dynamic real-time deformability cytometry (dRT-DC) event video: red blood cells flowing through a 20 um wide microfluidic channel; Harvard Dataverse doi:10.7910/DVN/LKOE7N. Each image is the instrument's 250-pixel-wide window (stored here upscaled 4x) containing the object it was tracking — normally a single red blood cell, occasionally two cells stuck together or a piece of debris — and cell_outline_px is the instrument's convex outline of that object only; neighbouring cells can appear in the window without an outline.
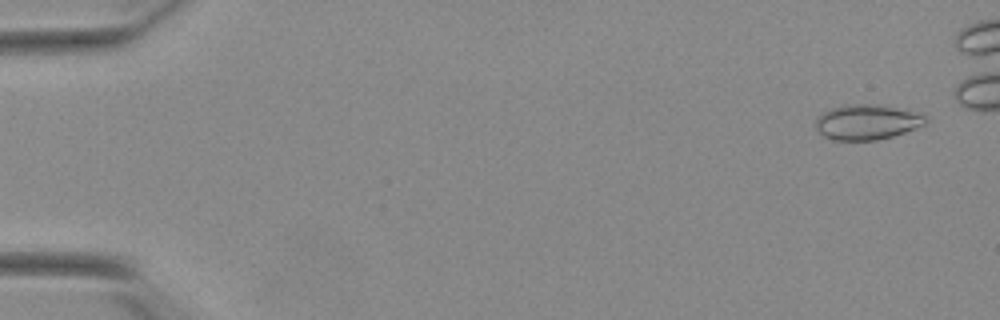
{"species": "Egyptian fruit bat (a non-hibernating species)", "species_latin": "Rousettus aegyptiacus", "temperature_condition": "warm", "stored_images_in_passage": 29, "camera_frame_rate_fps": 3000, "um_per_image_px": 0.085, "animal": {"sex": "female"}, "frame": {"image": 1, "passage_image": 2, "time_ms": 0.333, "image_size_px": [1000, 320], "cell_outline_px": [[928, 116], [924, 124], [904, 132], [892, 136], [876, 140], [832, 140], [824, 136], [816, 128], [816, 116], [832, 108], [844, 104], [888, 104], [924, 112]], "centroid_in_image_um": [73.75, 10.33], "position_along_channel_um": 11.2, "area_um2": 23.06}}
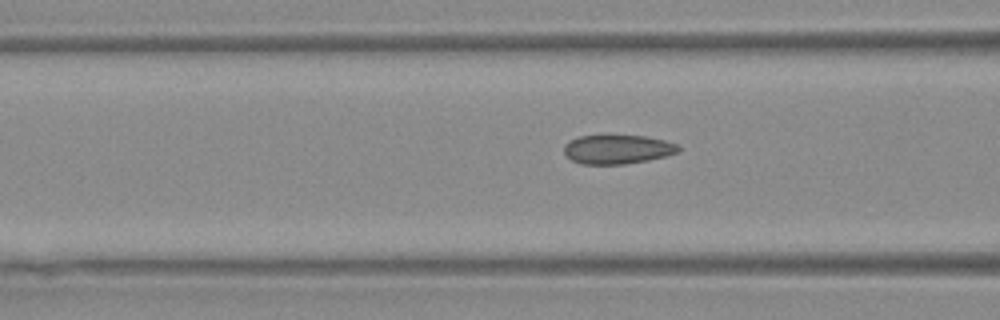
{"frame": {"image": 2, "passage_image": 21, "time_ms": 6.667, "image_size_px": [1000, 320], "cell_outline_px": [[680, 152], [648, 160], [624, 164], [580, 164], [572, 160], [564, 152], [564, 144], [580, 136], [644, 136], [664, 140], [680, 144]], "centroid_in_image_um": [52.52, 12.7], "position_along_channel_um": 114.1, "area_um2": 19.25}}
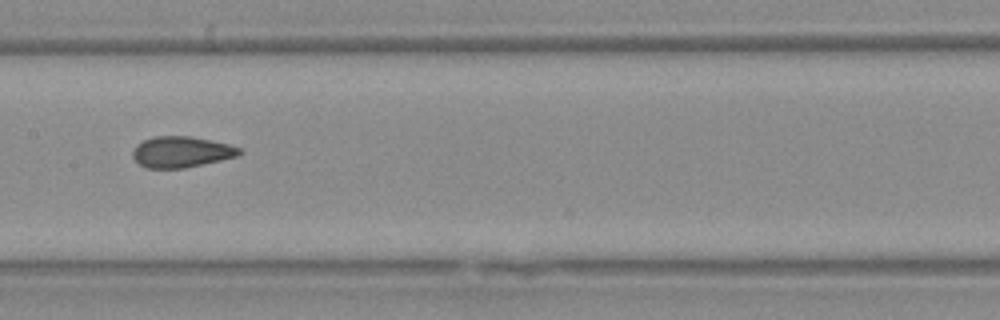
{"frame": {"image": 3, "passage_image": 27, "time_ms": 8.667, "image_size_px": [1000, 320], "cell_outline_px": [[244, 152], [236, 156], [220, 160], [184, 168], [148, 168], [140, 164], [132, 156], [132, 152], [136, 144], [152, 136], [192, 136], [212, 140], [228, 144], [240, 148]], "centroid_in_image_um": [15.41, 12.9], "position_along_channel_um": 192.0, "area_um2": 19.25}}